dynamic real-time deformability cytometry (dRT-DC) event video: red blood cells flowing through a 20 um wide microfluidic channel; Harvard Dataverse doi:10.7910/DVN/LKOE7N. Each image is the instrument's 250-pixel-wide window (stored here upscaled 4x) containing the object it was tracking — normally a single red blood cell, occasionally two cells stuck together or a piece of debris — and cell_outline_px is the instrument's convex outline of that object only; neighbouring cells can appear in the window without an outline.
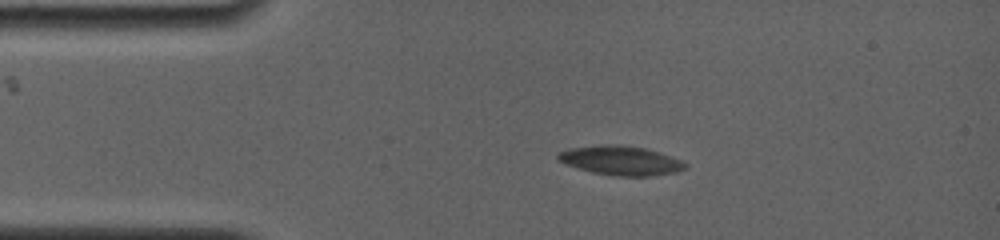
{"species": "common noctule bat (a hibernating species)", "species_latin": "Nyctalus noctula", "temperature_condition": "room temperature", "stored_images_in_passage": 27, "camera_frame_rate_fps": 4000, "um_per_image_px": 0.085, "animal": {"sex": "female", "body_mass_g": 19.0, "forearm_length_mm": 56.7}, "frame": {"image": 1, "passage_image": 3, "time_ms": 1.75, "image_size_px": [1000, 240], "cell_outline_px": [[688, 168], [676, 172], [652, 176], [616, 176], [592, 172], [556, 160], [556, 156], [560, 152], [568, 148], [600, 144], [620, 144], [644, 148], [660, 152], [680, 160], [688, 164]], "centroid_in_image_um": [52.78, 13.63], "position_along_channel_um": 32.2, "area_um2": 21.79}}
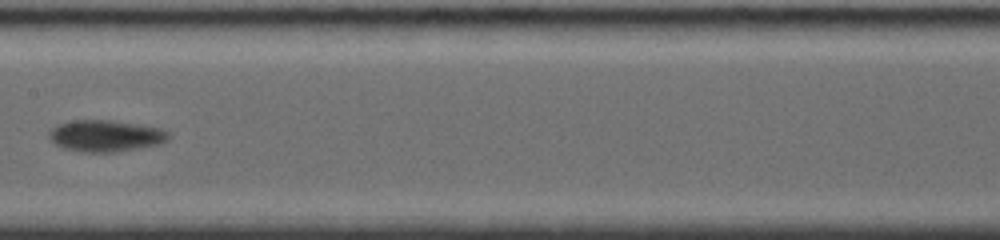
{"frame": {"image": 2, "passage_image": 17, "time_ms": 7.25, "image_size_px": [1000, 240], "cell_outline_px": [[168, 140], [160, 144], [140, 148], [116, 152], [80, 152], [64, 148], [52, 144], [48, 136], [48, 132], [52, 128], [60, 124], [76, 120], [112, 120], [160, 128], [168, 132]], "centroid_in_image_um": [8.95, 11.56], "position_along_channel_um": 198.5, "area_um2": 22.02}}
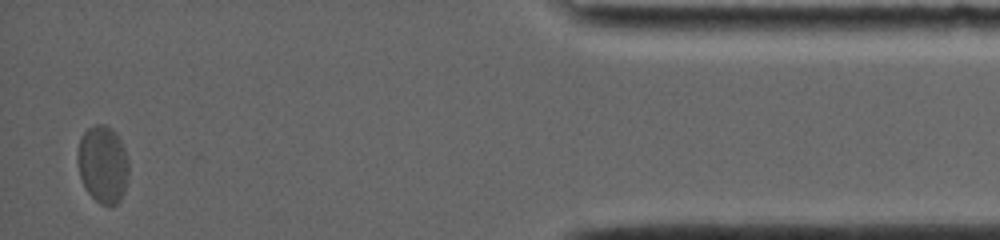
{"frame": {"image": 3, "passage_image": 27, "time_ms": 15.0, "image_size_px": [1000, 240], "cell_outline_px": [[128, 176], [124, 192], [120, 200], [116, 204], [108, 208], [100, 204], [88, 192], [80, 176], [76, 156], [76, 152], [80, 140], [84, 132], [88, 128], [96, 124], [104, 124], [112, 128], [116, 132], [124, 148], [128, 160]], "centroid_in_image_um": [8.74, 13.97], "position_along_channel_um": 426.5, "area_um2": 23.29}, "authors_computed_cell_mechanics": {"area_um2": 21.675, "velocity_mm_per_s": 3.6688, "shape_relaxation_time_tau1_ms": 3.7904, "shape_relaxation_time_tau2_ms": null, "deformation_change_tau1": 0.138, "deformation_change_tau2": null}}